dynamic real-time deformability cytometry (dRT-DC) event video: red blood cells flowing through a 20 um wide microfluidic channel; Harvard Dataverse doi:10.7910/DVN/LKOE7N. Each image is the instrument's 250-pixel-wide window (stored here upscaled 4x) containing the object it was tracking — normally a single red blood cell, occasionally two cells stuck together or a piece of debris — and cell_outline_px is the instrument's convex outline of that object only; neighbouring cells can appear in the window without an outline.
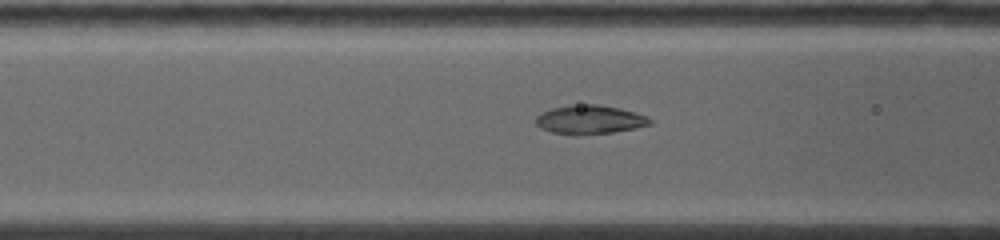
{"species": "common noctule bat (a hibernating species)", "species_latin": "Nyctalus noctula", "temperature_condition": "warm", "stored_images_in_passage": 27, "camera_frame_rate_fps": 5000, "um_per_image_px": 0.085, "animal": {"sex": "female", "body_mass_g": 19.0, "forearm_length_mm": 53.3}, "frame": {"image": 1, "passage_image": 6, "time_ms": 2.4, "image_size_px": [1000, 240], "cell_outline_px": [[656, 120], [652, 124], [636, 128], [612, 132], [576, 136], [552, 132], [540, 128], [536, 124], [536, 116], [540, 112], [552, 108], [568, 104], [600, 104], [620, 108], [636, 112], [648, 116]], "centroid_in_image_um": [50.15, 10.16], "position_along_channel_um": 116.4, "area_um2": 19.77}}
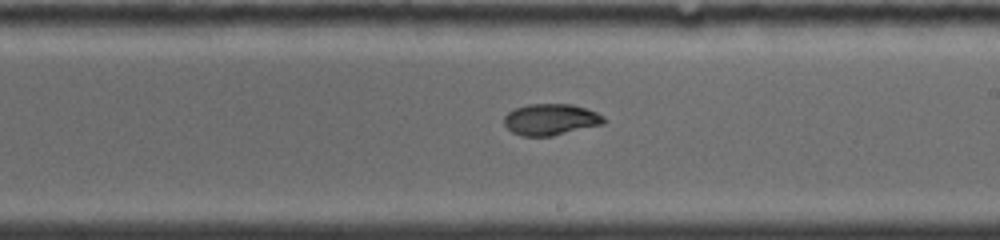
{"frame": {"image": 2, "passage_image": 14, "time_ms": 5.6, "image_size_px": [1000, 240], "cell_outline_px": [[604, 124], [552, 136], [520, 136], [512, 132], [504, 124], [504, 116], [508, 112], [516, 108], [528, 104], [572, 104], [596, 112], [604, 116]], "centroid_in_image_um": [46.79, 10.16], "position_along_channel_um": 242.2, "area_um2": 18.21}}
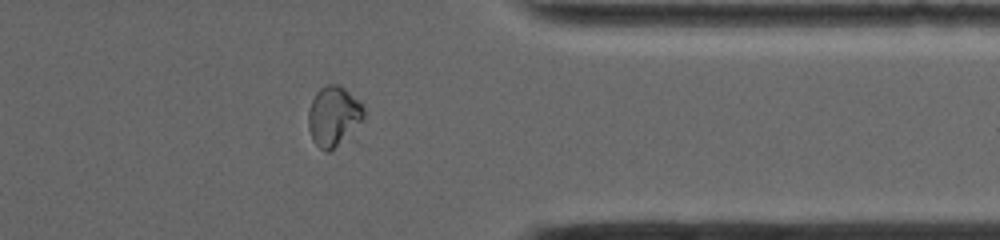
{"frame": {"image": 3, "passage_image": 26, "time_ms": 9.4, "image_size_px": [1000, 240], "cell_outline_px": [[364, 116], [356, 140], [328, 152], [324, 152], [312, 140], [308, 128], [308, 112], [312, 100], [316, 92], [324, 84], [336, 84], [344, 88], [360, 100], [364, 104]], "centroid_in_image_um": [28.44, 9.98], "position_along_channel_um": 383.0, "area_um2": 20.87}}